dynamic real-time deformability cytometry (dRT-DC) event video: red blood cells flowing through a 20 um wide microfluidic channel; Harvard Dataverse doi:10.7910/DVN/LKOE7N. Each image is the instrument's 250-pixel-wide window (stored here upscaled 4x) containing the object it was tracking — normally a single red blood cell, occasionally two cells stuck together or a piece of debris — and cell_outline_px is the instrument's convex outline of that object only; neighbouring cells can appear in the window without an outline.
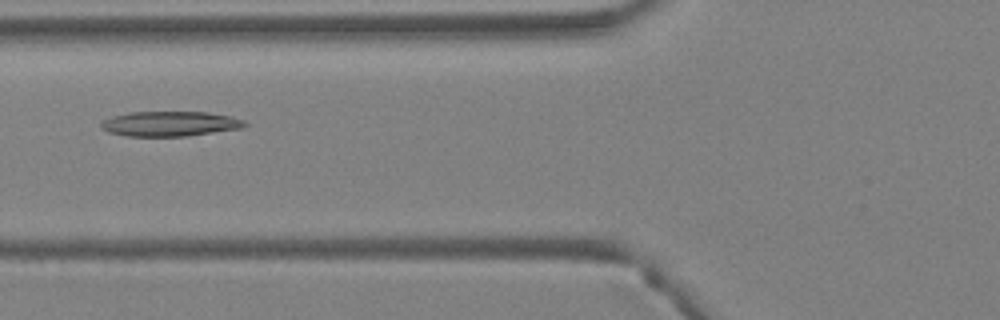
{"species": "Egyptian fruit bat (a non-hibernating species)", "species_latin": "Rousettus aegyptiacus", "temperature_condition": "warm", "stored_images_in_passage": 5, "camera_frame_rate_fps": 3000, "um_per_image_px": 0.085, "animal": {"sex": "female"}, "frame": {"image": 1, "passage_image": 5, "time_ms": 1.333, "image_size_px": [1000, 320], "cell_outline_px": [[248, 124], [244, 128], [188, 136], [128, 136], [108, 132], [100, 128], [100, 124], [104, 120], [112, 116], [128, 112], [208, 112], [232, 116], [244, 120]], "centroid_in_image_um": [14.48, 10.52], "position_along_channel_um": 111.3, "area_um2": 21.1}}